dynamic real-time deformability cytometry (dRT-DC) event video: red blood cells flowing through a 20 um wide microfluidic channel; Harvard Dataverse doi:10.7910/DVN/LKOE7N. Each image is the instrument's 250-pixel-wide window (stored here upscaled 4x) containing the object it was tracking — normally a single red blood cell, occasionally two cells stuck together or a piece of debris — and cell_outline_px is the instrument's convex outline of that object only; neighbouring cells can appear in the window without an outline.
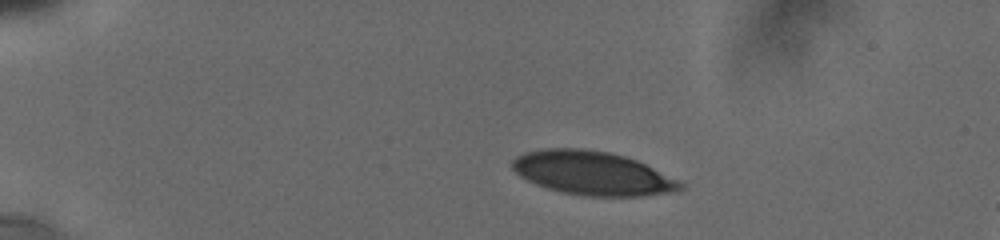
{"species": "human", "species_latin": "Homo sapiens", "temperature_condition": "cold", "stored_images_in_passage": 56, "camera_frame_rate_fps": 3000, "um_per_image_px": 0.085, "donor": {"sex": "male"}, "frame": {"image": 1, "passage_image": 10, "time_ms": 2.0, "image_size_px": [1000, 240], "cell_outline_px": [[684, 188], [672, 192], [640, 196], [584, 196], [564, 192], [548, 188], [536, 184], [520, 176], [512, 168], [512, 160], [516, 156], [524, 152], [544, 148], [580, 148], [608, 152], [624, 156], [636, 160], [684, 184]], "centroid_in_image_um": [50.31, 14.71], "position_along_channel_um": 34.7, "area_um2": 42.37}}
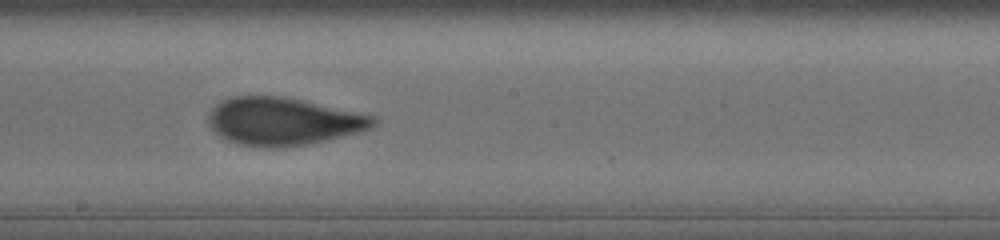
{"frame": {"image": 2, "passage_image": 30, "time_ms": 9.0, "image_size_px": [1000, 240], "cell_outline_px": [[376, 124], [372, 128], [360, 132], [308, 144], [276, 148], [260, 148], [236, 144], [220, 136], [208, 124], [208, 116], [212, 108], [220, 100], [232, 96], [284, 96], [376, 116]], "centroid_in_image_um": [24.05, 10.32], "position_along_channel_um": 224.1, "area_um2": 46.12}}
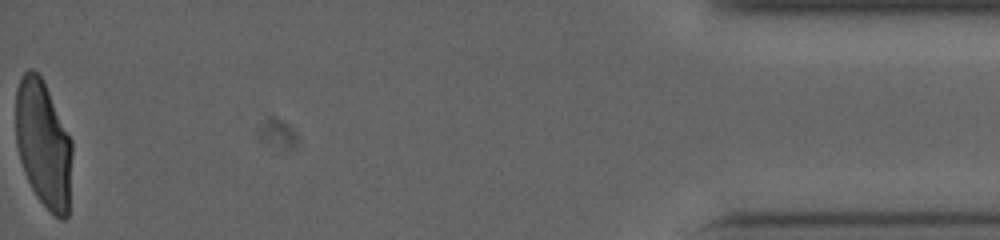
{"frame": {"image": 3, "passage_image": 56, "time_ms": 16.667, "image_size_px": [1000, 240], "cell_outline_px": [[72, 152], [68, 216], [64, 220], [60, 220], [36, 196], [24, 172], [20, 160], [16, 144], [16, 88], [24, 72], [28, 68], [32, 68], [40, 76], [72, 140]], "centroid_in_image_um": [3.68, 12.26], "position_along_channel_um": 431.5, "area_um2": 41.44}, "authors_computed_cell_mechanics": {"area_um2": 44.506, "velocity_mm_per_s": 3.7606, "shape_relaxation_time_tau1_ms": 5.5082, "shape_relaxation_time_tau2_ms": 0.8657, "deformation_change_tau1": 0.1989, "deformation_change_tau2": 0.0755}}